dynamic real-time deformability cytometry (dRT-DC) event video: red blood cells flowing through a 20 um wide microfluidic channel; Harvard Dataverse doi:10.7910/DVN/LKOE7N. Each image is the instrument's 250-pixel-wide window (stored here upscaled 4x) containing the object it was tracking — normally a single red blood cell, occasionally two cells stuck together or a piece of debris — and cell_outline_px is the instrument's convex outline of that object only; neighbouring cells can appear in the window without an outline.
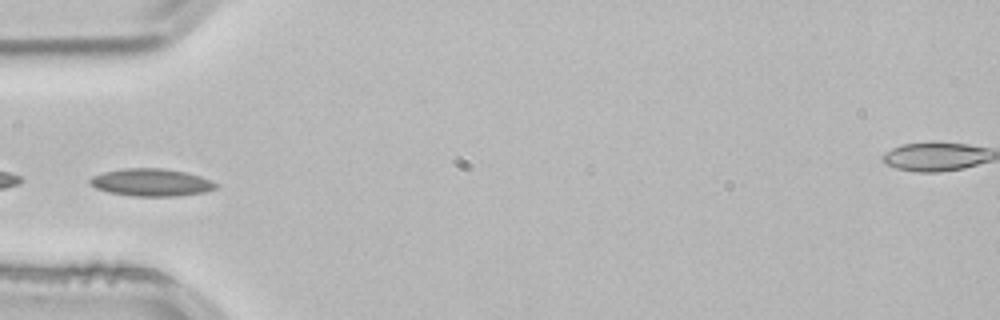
{"species": "common noctule bat (a hibernating species)", "species_latin": "Nyctalus noctula", "temperature_condition": "room temperature", "stored_images_in_passage": 27, "camera_frame_rate_fps": 3000, "um_per_image_px": 0.085, "animal": {"sex": "male", "body_mass_g": 21.5, "forearm_length_mm": 52.0}, "frame": {"image": 1, "passage_image": 1, "time_ms": 0.0, "image_size_px": [1000, 320], "cell_outline_px": [[220, 184], [216, 188], [204, 192], [176, 196], [132, 196], [108, 192], [96, 188], [88, 184], [88, 180], [92, 176], [104, 172], [124, 168], [164, 168], [184, 172], [200, 176], [212, 180]], "centroid_in_image_um": [12.85, 15.5], "position_along_channel_um": 72.1, "area_um2": 20.29}}